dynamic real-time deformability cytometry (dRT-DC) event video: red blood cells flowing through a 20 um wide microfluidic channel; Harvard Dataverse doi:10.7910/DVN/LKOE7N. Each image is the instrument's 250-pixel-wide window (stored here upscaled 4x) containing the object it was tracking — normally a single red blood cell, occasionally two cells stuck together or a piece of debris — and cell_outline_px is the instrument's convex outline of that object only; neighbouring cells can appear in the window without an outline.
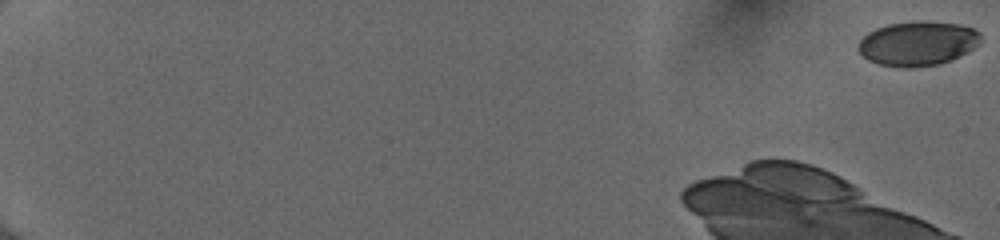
{"species": "human", "species_latin": "Homo sapiens", "temperature_condition": "cold", "stored_images_in_passage": 17, "camera_frame_rate_fps": 3000, "um_per_image_px": 0.085, "donor": {"sex": "female"}, "frame": {"image": 1, "passage_image": 1, "time_ms": 0.0, "image_size_px": [1000, 240], "cell_outline_px": [[980, 44], [976, 48], [952, 60], [940, 64], [904, 68], [880, 64], [868, 60], [856, 48], [860, 40], [868, 32], [876, 28], [888, 24], [920, 20], [960, 24], [972, 28], [980, 32]], "centroid_in_image_um": [78.03, 3.69], "position_along_channel_um": 7.0, "area_um2": 31.96}}